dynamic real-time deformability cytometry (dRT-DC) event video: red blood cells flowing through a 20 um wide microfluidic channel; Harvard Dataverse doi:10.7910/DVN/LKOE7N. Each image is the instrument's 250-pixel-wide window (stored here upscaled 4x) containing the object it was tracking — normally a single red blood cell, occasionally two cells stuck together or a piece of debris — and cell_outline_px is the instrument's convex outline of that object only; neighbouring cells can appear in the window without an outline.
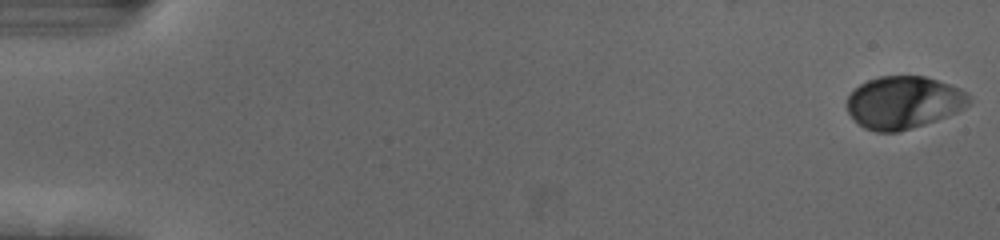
{"species": "human", "species_latin": "Homo sapiens", "temperature_condition": "cold", "stored_images_in_passage": 56, "camera_frame_rate_fps": 3000, "um_per_image_px": 0.085, "donor": {"sex": "female"}, "frame": {"image": 1, "passage_image": 1, "time_ms": 0.0, "image_size_px": [1000, 240], "cell_outline_px": [[972, 96], [968, 104], [964, 108], [948, 116], [912, 128], [896, 132], [876, 132], [864, 128], [848, 112], [848, 96], [860, 84], [868, 80], [880, 76], [924, 76], [960, 88], [968, 92]], "centroid_in_image_um": [76.84, 8.7], "position_along_channel_um": 8.2, "area_um2": 37.17}}
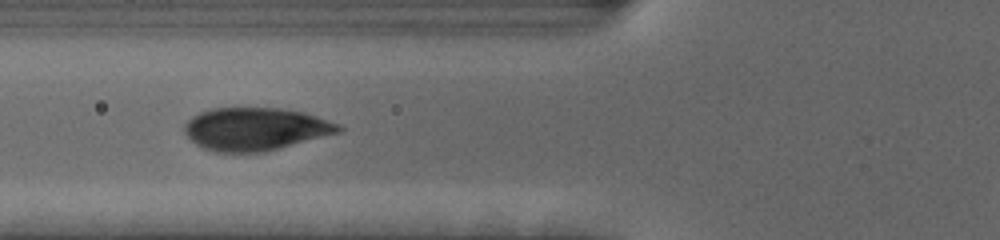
{"frame": {"image": 2, "passage_image": 22, "time_ms": 7.0, "image_size_px": [1000, 240], "cell_outline_px": [[344, 128], [340, 132], [264, 152], [216, 152], [204, 148], [196, 144], [184, 132], [184, 124], [192, 116], [200, 112], [212, 108], [280, 108], [304, 112], [340, 124]], "centroid_in_image_um": [21.71, 10.96], "position_along_channel_um": 104.1, "area_um2": 38.32}}
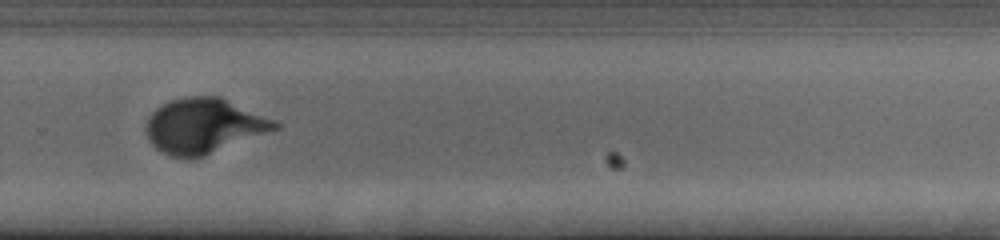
{"frame": {"image": 3, "passage_image": 39, "time_ms": 12.667, "image_size_px": [1000, 240], "cell_outline_px": [[280, 128], [196, 160], [188, 160], [168, 156], [160, 152], [148, 140], [144, 128], [148, 116], [156, 108], [172, 100], [188, 96], [220, 96], [276, 120], [280, 124]], "centroid_in_image_um": [17.31, 10.74], "position_along_channel_um": 312.5, "area_um2": 42.14}, "authors_computed_cell_mechanics": {"area_um2": 38.8127, "velocity_mm_per_s": 3.6813, "shape_relaxation_time_tau1_ms": 3.2455, "shape_relaxation_time_tau2_ms": null, "deformation_change_tau1": 0.1536, "deformation_change_tau2": null}}